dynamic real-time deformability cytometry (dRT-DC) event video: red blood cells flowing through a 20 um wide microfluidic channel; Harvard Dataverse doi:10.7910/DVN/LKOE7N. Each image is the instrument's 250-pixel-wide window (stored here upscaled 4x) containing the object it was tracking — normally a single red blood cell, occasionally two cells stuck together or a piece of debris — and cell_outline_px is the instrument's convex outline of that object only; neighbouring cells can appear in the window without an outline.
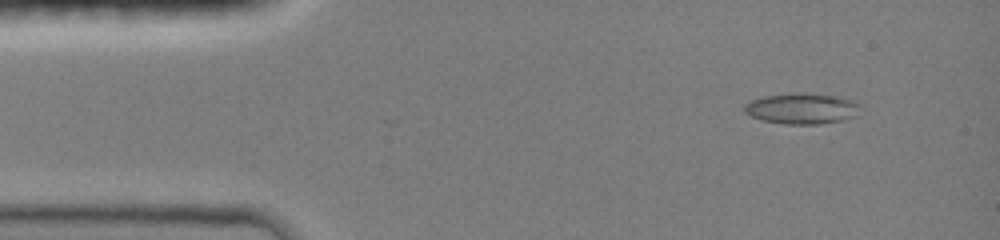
{"species": "common noctule bat (a hibernating species)", "species_latin": "Nyctalus noctula", "temperature_condition": "room temperature", "stored_images_in_passage": 36, "camera_frame_rate_fps": 3000, "um_per_image_px": 0.085, "animal": {"sex": "female", "body_mass_g": 19.0, "forearm_length_mm": 51.5}, "frame": {"image": 1, "passage_image": 2, "time_ms": 1.0, "image_size_px": [1000, 240], "cell_outline_px": [[860, 104], [856, 116], [844, 120], [820, 124], [784, 124], [764, 120], [752, 116], [744, 112], [744, 104], [752, 100], [764, 96], [800, 92], [832, 96], [852, 100]], "centroid_in_image_um": [68.15, 9.23], "position_along_channel_um": 16.8, "area_um2": 20.63}}
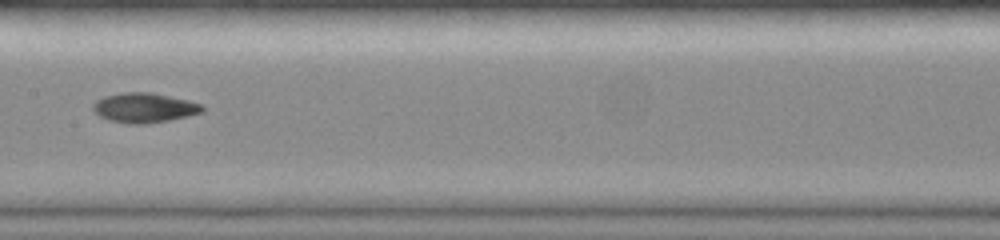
{"frame": {"image": 2, "passage_image": 20, "time_ms": 7.333, "image_size_px": [1000, 240], "cell_outline_px": [[204, 112], [168, 120], [148, 124], [128, 124], [108, 120], [100, 116], [92, 108], [92, 104], [96, 100], [104, 96], [120, 92], [152, 92], [188, 100], [204, 104]], "centroid_in_image_um": [12.26, 9.15], "position_along_channel_um": 195.1, "area_um2": 19.13}}
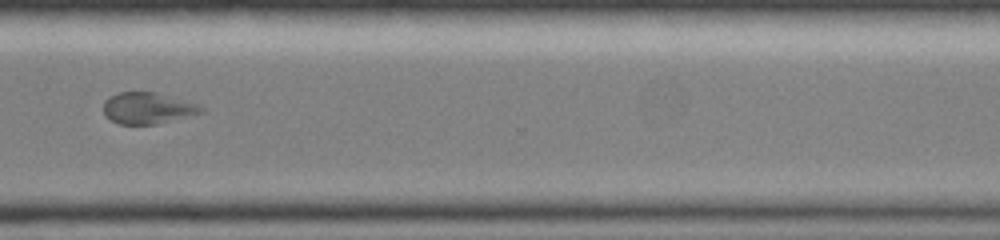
{"frame": {"image": 3, "passage_image": 35, "time_ms": 11.333, "image_size_px": [1000, 240], "cell_outline_px": [[204, 112], [156, 124], [120, 124], [104, 116], [104, 100], [108, 96], [120, 92], [156, 92], [196, 104], [204, 108]], "centroid_in_image_um": [12.51, 9.19], "position_along_channel_um": 358.1, "area_um2": 17.69}}